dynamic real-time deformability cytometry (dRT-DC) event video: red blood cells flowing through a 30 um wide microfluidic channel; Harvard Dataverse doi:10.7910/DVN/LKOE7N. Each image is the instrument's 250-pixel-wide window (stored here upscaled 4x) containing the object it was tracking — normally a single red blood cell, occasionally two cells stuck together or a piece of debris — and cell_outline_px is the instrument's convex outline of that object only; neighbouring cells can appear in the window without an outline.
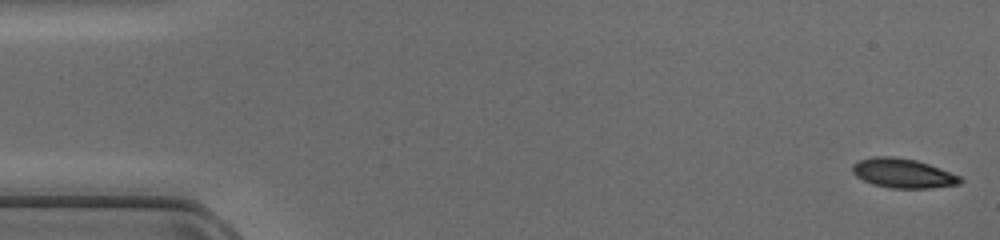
{"species": "common noctule bat (a hibernating species)", "species_latin": "Nyctalus noctula", "temperature_condition": "cold", "stored_images_in_passage": 47, "camera_frame_rate_fps": 3000, "um_per_image_px": 0.085, "animal": {"sex": "female", "body_mass_g": 17.0, "forearm_length_mm": 48.0}, "frame": {"image": 1, "passage_image": 1, "time_ms": 0.0, "image_size_px": [1000, 240], "cell_outline_px": [[964, 180], [960, 184], [928, 188], [888, 188], [872, 184], [856, 176], [852, 172], [852, 164], [860, 160], [876, 156], [892, 156], [916, 160], [928, 164], [960, 176]], "centroid_in_image_um": [76.74, 14.73], "position_along_channel_um": 8.3, "area_um2": 18.38}}
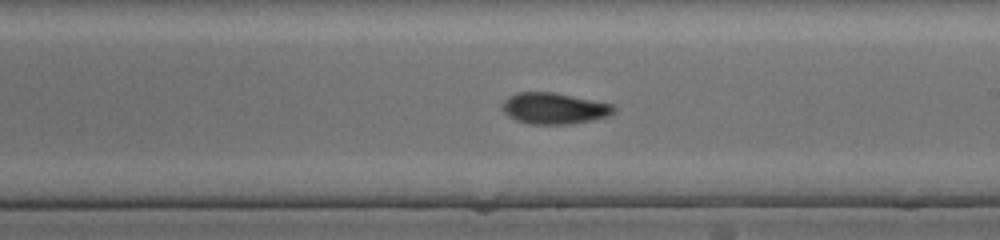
{"frame": {"image": 2, "passage_image": 27, "time_ms": 8.667, "image_size_px": [1000, 240], "cell_outline_px": [[616, 112], [592, 120], [568, 124], [532, 124], [516, 120], [508, 116], [500, 108], [500, 104], [508, 96], [516, 92], [552, 92], [612, 104], [616, 108]], "centroid_in_image_um": [47.04, 9.21], "position_along_channel_um": 242.0, "area_um2": 20.23}}
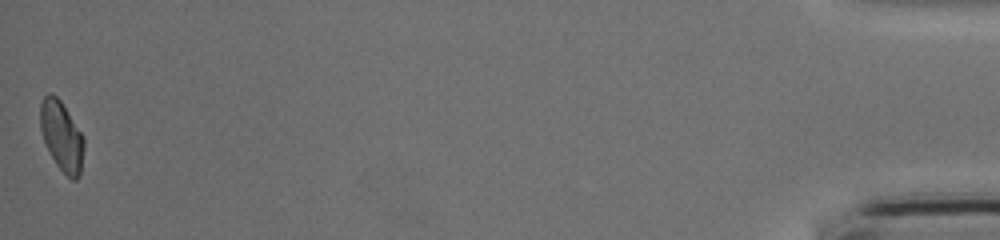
{"frame": {"image": 3, "passage_image": 47, "time_ms": 15.333, "image_size_px": [1000, 240], "cell_outline_px": [[84, 148], [80, 176], [76, 180], [72, 180], [56, 164], [44, 140], [40, 128], [40, 104], [44, 96], [48, 92], [52, 92], [60, 100], [84, 136]], "centroid_in_image_um": [5.25, 11.55], "position_along_channel_um": 429.9, "area_um2": 17.69}}